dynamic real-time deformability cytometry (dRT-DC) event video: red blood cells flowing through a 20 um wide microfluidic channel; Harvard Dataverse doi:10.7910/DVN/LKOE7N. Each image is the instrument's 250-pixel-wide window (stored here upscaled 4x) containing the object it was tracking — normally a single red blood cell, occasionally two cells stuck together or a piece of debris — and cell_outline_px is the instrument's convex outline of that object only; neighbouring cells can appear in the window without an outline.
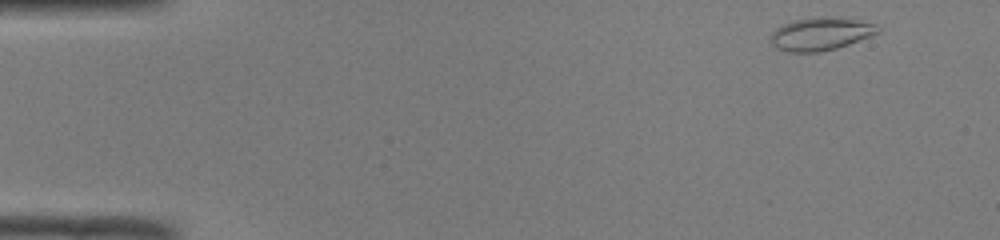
{"species": "common noctule bat (a hibernating species)", "species_latin": "Nyctalus noctula", "temperature_condition": "room temperature", "stored_images_in_passage": 47, "camera_frame_rate_fps": 3000, "um_per_image_px": 0.085, "animal": {"sex": "male", "body_mass_g": 19.0, "forearm_length_mm": 50.8}, "frame": {"image": 1, "passage_image": 1, "time_ms": 0.0, "image_size_px": [1000, 240], "cell_outline_px": [[880, 32], [848, 44], [836, 48], [820, 52], [788, 52], [776, 48], [768, 40], [772, 32], [776, 28], [784, 24], [796, 20], [852, 20], [876, 24], [880, 28]], "centroid_in_image_um": [69.69, 2.95], "position_along_channel_um": 15.3, "area_um2": 19.48}}
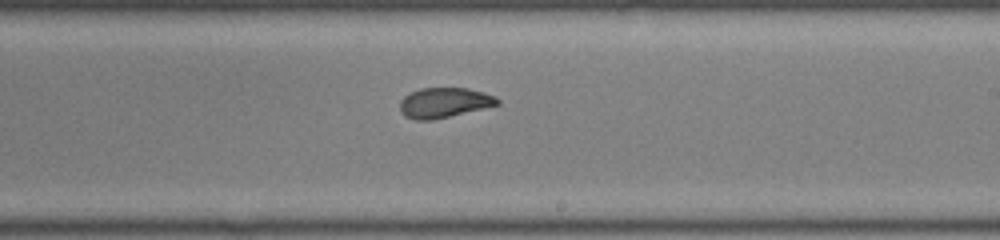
{"frame": {"image": 2, "passage_image": 27, "time_ms": 8.667, "image_size_px": [1000, 240], "cell_outline_px": [[500, 104], [432, 120], [416, 120], [404, 116], [400, 112], [400, 100], [404, 96], [420, 88], [468, 88], [484, 92], [496, 96], [500, 100]], "centroid_in_image_um": [37.75, 8.72], "position_along_channel_um": 251.3, "area_um2": 17.05}}
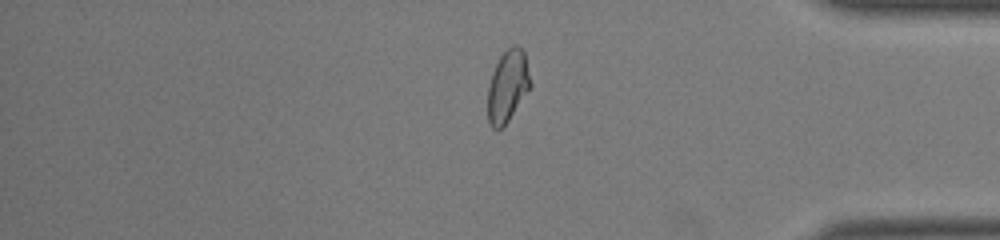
{"frame": {"image": 3, "passage_image": 39, "time_ms": 12.667, "image_size_px": [1000, 240], "cell_outline_px": [[532, 84], [508, 120], [500, 128], [492, 128], [488, 120], [488, 88], [492, 72], [500, 56], [512, 44], [516, 44], [524, 52]], "centroid_in_image_um": [43.15, 7.28], "position_along_channel_um": 392.1, "area_um2": 17.51}, "authors_computed_cell_mechanics": {"area_um2": 18.0914, "velocity_mm_per_s": 4.0594, "shape_relaxation_time_tau1_ms": null, "shape_relaxation_time_tau2_ms": 0.9777, "deformation_change_tau1": null, "deformation_change_tau2": 0.0581}}